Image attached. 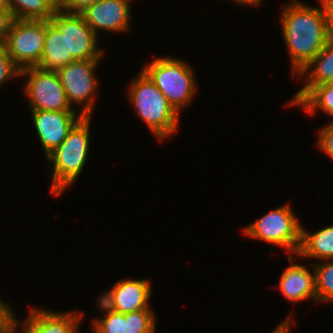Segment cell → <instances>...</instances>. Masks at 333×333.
<instances>
[{
  "label": "cell",
  "instance_id": "6da1fadb",
  "mask_svg": "<svg viewBox=\"0 0 333 333\" xmlns=\"http://www.w3.org/2000/svg\"><path fill=\"white\" fill-rule=\"evenodd\" d=\"M312 7L292 0L282 7L281 27L290 56L292 76H297L324 48L329 38L323 4Z\"/></svg>",
  "mask_w": 333,
  "mask_h": 333
},
{
  "label": "cell",
  "instance_id": "7a4b0ae2",
  "mask_svg": "<svg viewBox=\"0 0 333 333\" xmlns=\"http://www.w3.org/2000/svg\"><path fill=\"white\" fill-rule=\"evenodd\" d=\"M128 91L134 111L158 140L167 139L177 131L180 114L142 69Z\"/></svg>",
  "mask_w": 333,
  "mask_h": 333
},
{
  "label": "cell",
  "instance_id": "3957f363",
  "mask_svg": "<svg viewBox=\"0 0 333 333\" xmlns=\"http://www.w3.org/2000/svg\"><path fill=\"white\" fill-rule=\"evenodd\" d=\"M90 120L91 117H82L63 142L46 157L53 169L50 191L56 196L75 183L86 165L90 147Z\"/></svg>",
  "mask_w": 333,
  "mask_h": 333
},
{
  "label": "cell",
  "instance_id": "277c9868",
  "mask_svg": "<svg viewBox=\"0 0 333 333\" xmlns=\"http://www.w3.org/2000/svg\"><path fill=\"white\" fill-rule=\"evenodd\" d=\"M142 70L179 114L183 107L192 102L197 86L194 70L188 62L173 56L157 57Z\"/></svg>",
  "mask_w": 333,
  "mask_h": 333
},
{
  "label": "cell",
  "instance_id": "5b68a950",
  "mask_svg": "<svg viewBox=\"0 0 333 333\" xmlns=\"http://www.w3.org/2000/svg\"><path fill=\"white\" fill-rule=\"evenodd\" d=\"M301 233L302 226L289 203L269 211L243 230L246 236L277 245L287 254L296 256L301 246Z\"/></svg>",
  "mask_w": 333,
  "mask_h": 333
},
{
  "label": "cell",
  "instance_id": "8992f818",
  "mask_svg": "<svg viewBox=\"0 0 333 333\" xmlns=\"http://www.w3.org/2000/svg\"><path fill=\"white\" fill-rule=\"evenodd\" d=\"M20 76L28 78L23 92L28 98L30 110H75L67 100L56 71L32 66L21 69Z\"/></svg>",
  "mask_w": 333,
  "mask_h": 333
},
{
  "label": "cell",
  "instance_id": "52a82bcc",
  "mask_svg": "<svg viewBox=\"0 0 333 333\" xmlns=\"http://www.w3.org/2000/svg\"><path fill=\"white\" fill-rule=\"evenodd\" d=\"M45 35L46 20H14L4 46L19 70L39 64Z\"/></svg>",
  "mask_w": 333,
  "mask_h": 333
},
{
  "label": "cell",
  "instance_id": "ba28073f",
  "mask_svg": "<svg viewBox=\"0 0 333 333\" xmlns=\"http://www.w3.org/2000/svg\"><path fill=\"white\" fill-rule=\"evenodd\" d=\"M100 60H76L56 71L71 107L74 104L83 105V117H91L94 110V93L99 86L95 73Z\"/></svg>",
  "mask_w": 333,
  "mask_h": 333
},
{
  "label": "cell",
  "instance_id": "9c48e42d",
  "mask_svg": "<svg viewBox=\"0 0 333 333\" xmlns=\"http://www.w3.org/2000/svg\"><path fill=\"white\" fill-rule=\"evenodd\" d=\"M50 21L58 29H66L67 56L76 60L101 59L103 49H98L97 34L78 13H66L58 9Z\"/></svg>",
  "mask_w": 333,
  "mask_h": 333
},
{
  "label": "cell",
  "instance_id": "30bf717a",
  "mask_svg": "<svg viewBox=\"0 0 333 333\" xmlns=\"http://www.w3.org/2000/svg\"><path fill=\"white\" fill-rule=\"evenodd\" d=\"M76 110H31L39 142L48 156L67 137L68 132L83 117Z\"/></svg>",
  "mask_w": 333,
  "mask_h": 333
},
{
  "label": "cell",
  "instance_id": "8fae6325",
  "mask_svg": "<svg viewBox=\"0 0 333 333\" xmlns=\"http://www.w3.org/2000/svg\"><path fill=\"white\" fill-rule=\"evenodd\" d=\"M151 287L150 279L127 278L117 281L110 290L99 296V300L107 308L123 314L148 309Z\"/></svg>",
  "mask_w": 333,
  "mask_h": 333
},
{
  "label": "cell",
  "instance_id": "7c38bea8",
  "mask_svg": "<svg viewBox=\"0 0 333 333\" xmlns=\"http://www.w3.org/2000/svg\"><path fill=\"white\" fill-rule=\"evenodd\" d=\"M98 301V308L104 312V317L94 319L92 329L95 333H155L156 320L150 307L123 314Z\"/></svg>",
  "mask_w": 333,
  "mask_h": 333
},
{
  "label": "cell",
  "instance_id": "4fadbf2b",
  "mask_svg": "<svg viewBox=\"0 0 333 333\" xmlns=\"http://www.w3.org/2000/svg\"><path fill=\"white\" fill-rule=\"evenodd\" d=\"M129 2L130 0H100L79 14L97 35L99 30L109 33L125 32L130 27L132 15Z\"/></svg>",
  "mask_w": 333,
  "mask_h": 333
},
{
  "label": "cell",
  "instance_id": "5bb4252c",
  "mask_svg": "<svg viewBox=\"0 0 333 333\" xmlns=\"http://www.w3.org/2000/svg\"><path fill=\"white\" fill-rule=\"evenodd\" d=\"M25 320L22 333H78L84 313L68 311L66 313L32 307Z\"/></svg>",
  "mask_w": 333,
  "mask_h": 333
},
{
  "label": "cell",
  "instance_id": "9a60e30c",
  "mask_svg": "<svg viewBox=\"0 0 333 333\" xmlns=\"http://www.w3.org/2000/svg\"><path fill=\"white\" fill-rule=\"evenodd\" d=\"M290 264L282 273L279 289L283 297L291 302L312 299L317 303L315 271L313 274L302 265L294 264L293 258H288Z\"/></svg>",
  "mask_w": 333,
  "mask_h": 333
},
{
  "label": "cell",
  "instance_id": "2e32d148",
  "mask_svg": "<svg viewBox=\"0 0 333 333\" xmlns=\"http://www.w3.org/2000/svg\"><path fill=\"white\" fill-rule=\"evenodd\" d=\"M307 74V75H306ZM306 78L304 86L294 94L288 105H296L315 85L325 83L333 76V40H328L324 48L296 76Z\"/></svg>",
  "mask_w": 333,
  "mask_h": 333
},
{
  "label": "cell",
  "instance_id": "e0dca14e",
  "mask_svg": "<svg viewBox=\"0 0 333 333\" xmlns=\"http://www.w3.org/2000/svg\"><path fill=\"white\" fill-rule=\"evenodd\" d=\"M73 61H76L73 56H67L66 29H58L46 20L44 50L37 67L57 71Z\"/></svg>",
  "mask_w": 333,
  "mask_h": 333
},
{
  "label": "cell",
  "instance_id": "ac0fdd59",
  "mask_svg": "<svg viewBox=\"0 0 333 333\" xmlns=\"http://www.w3.org/2000/svg\"><path fill=\"white\" fill-rule=\"evenodd\" d=\"M298 256L323 261L333 260V225L310 233L302 226L301 246Z\"/></svg>",
  "mask_w": 333,
  "mask_h": 333
},
{
  "label": "cell",
  "instance_id": "d6986e66",
  "mask_svg": "<svg viewBox=\"0 0 333 333\" xmlns=\"http://www.w3.org/2000/svg\"><path fill=\"white\" fill-rule=\"evenodd\" d=\"M5 6L19 20H50L58 10L51 0H5Z\"/></svg>",
  "mask_w": 333,
  "mask_h": 333
},
{
  "label": "cell",
  "instance_id": "ffe728a7",
  "mask_svg": "<svg viewBox=\"0 0 333 333\" xmlns=\"http://www.w3.org/2000/svg\"><path fill=\"white\" fill-rule=\"evenodd\" d=\"M296 105L310 115L320 110L333 117V88L325 83L315 85Z\"/></svg>",
  "mask_w": 333,
  "mask_h": 333
},
{
  "label": "cell",
  "instance_id": "44dd1931",
  "mask_svg": "<svg viewBox=\"0 0 333 333\" xmlns=\"http://www.w3.org/2000/svg\"><path fill=\"white\" fill-rule=\"evenodd\" d=\"M311 265L315 271L317 303L333 302V260Z\"/></svg>",
  "mask_w": 333,
  "mask_h": 333
},
{
  "label": "cell",
  "instance_id": "7402d4cb",
  "mask_svg": "<svg viewBox=\"0 0 333 333\" xmlns=\"http://www.w3.org/2000/svg\"><path fill=\"white\" fill-rule=\"evenodd\" d=\"M19 72L20 70L12 63L5 46H0V86L8 79H15L19 76Z\"/></svg>",
  "mask_w": 333,
  "mask_h": 333
},
{
  "label": "cell",
  "instance_id": "603a6c76",
  "mask_svg": "<svg viewBox=\"0 0 333 333\" xmlns=\"http://www.w3.org/2000/svg\"><path fill=\"white\" fill-rule=\"evenodd\" d=\"M317 145L333 159V122L327 123L318 131Z\"/></svg>",
  "mask_w": 333,
  "mask_h": 333
},
{
  "label": "cell",
  "instance_id": "cb8c5ba5",
  "mask_svg": "<svg viewBox=\"0 0 333 333\" xmlns=\"http://www.w3.org/2000/svg\"><path fill=\"white\" fill-rule=\"evenodd\" d=\"M14 20L13 13L6 6L0 9V46L5 45Z\"/></svg>",
  "mask_w": 333,
  "mask_h": 333
},
{
  "label": "cell",
  "instance_id": "d4e9b609",
  "mask_svg": "<svg viewBox=\"0 0 333 333\" xmlns=\"http://www.w3.org/2000/svg\"><path fill=\"white\" fill-rule=\"evenodd\" d=\"M100 0H67L60 8L66 13H80L86 7L91 6Z\"/></svg>",
  "mask_w": 333,
  "mask_h": 333
},
{
  "label": "cell",
  "instance_id": "484cf974",
  "mask_svg": "<svg viewBox=\"0 0 333 333\" xmlns=\"http://www.w3.org/2000/svg\"><path fill=\"white\" fill-rule=\"evenodd\" d=\"M326 16L327 34L333 40V0H321Z\"/></svg>",
  "mask_w": 333,
  "mask_h": 333
},
{
  "label": "cell",
  "instance_id": "4316f807",
  "mask_svg": "<svg viewBox=\"0 0 333 333\" xmlns=\"http://www.w3.org/2000/svg\"><path fill=\"white\" fill-rule=\"evenodd\" d=\"M20 322L13 313L10 311V315L0 324V333H15L18 329Z\"/></svg>",
  "mask_w": 333,
  "mask_h": 333
},
{
  "label": "cell",
  "instance_id": "83f0119b",
  "mask_svg": "<svg viewBox=\"0 0 333 333\" xmlns=\"http://www.w3.org/2000/svg\"><path fill=\"white\" fill-rule=\"evenodd\" d=\"M291 325V315H289L271 333H290Z\"/></svg>",
  "mask_w": 333,
  "mask_h": 333
},
{
  "label": "cell",
  "instance_id": "f1b7e54d",
  "mask_svg": "<svg viewBox=\"0 0 333 333\" xmlns=\"http://www.w3.org/2000/svg\"><path fill=\"white\" fill-rule=\"evenodd\" d=\"M10 306L4 301H0V324L10 315Z\"/></svg>",
  "mask_w": 333,
  "mask_h": 333
},
{
  "label": "cell",
  "instance_id": "f546056e",
  "mask_svg": "<svg viewBox=\"0 0 333 333\" xmlns=\"http://www.w3.org/2000/svg\"><path fill=\"white\" fill-rule=\"evenodd\" d=\"M239 5H251V6H258L263 0H231Z\"/></svg>",
  "mask_w": 333,
  "mask_h": 333
},
{
  "label": "cell",
  "instance_id": "4dcf8cb0",
  "mask_svg": "<svg viewBox=\"0 0 333 333\" xmlns=\"http://www.w3.org/2000/svg\"><path fill=\"white\" fill-rule=\"evenodd\" d=\"M53 3H54V5L58 8V9H60L64 4H65V2L67 1V0H51Z\"/></svg>",
  "mask_w": 333,
  "mask_h": 333
},
{
  "label": "cell",
  "instance_id": "1f68e13d",
  "mask_svg": "<svg viewBox=\"0 0 333 333\" xmlns=\"http://www.w3.org/2000/svg\"><path fill=\"white\" fill-rule=\"evenodd\" d=\"M325 84L329 87H332L333 88V76L331 78H329Z\"/></svg>",
  "mask_w": 333,
  "mask_h": 333
},
{
  "label": "cell",
  "instance_id": "d6a6232c",
  "mask_svg": "<svg viewBox=\"0 0 333 333\" xmlns=\"http://www.w3.org/2000/svg\"><path fill=\"white\" fill-rule=\"evenodd\" d=\"M5 7V0H0V9Z\"/></svg>",
  "mask_w": 333,
  "mask_h": 333
}]
</instances>
